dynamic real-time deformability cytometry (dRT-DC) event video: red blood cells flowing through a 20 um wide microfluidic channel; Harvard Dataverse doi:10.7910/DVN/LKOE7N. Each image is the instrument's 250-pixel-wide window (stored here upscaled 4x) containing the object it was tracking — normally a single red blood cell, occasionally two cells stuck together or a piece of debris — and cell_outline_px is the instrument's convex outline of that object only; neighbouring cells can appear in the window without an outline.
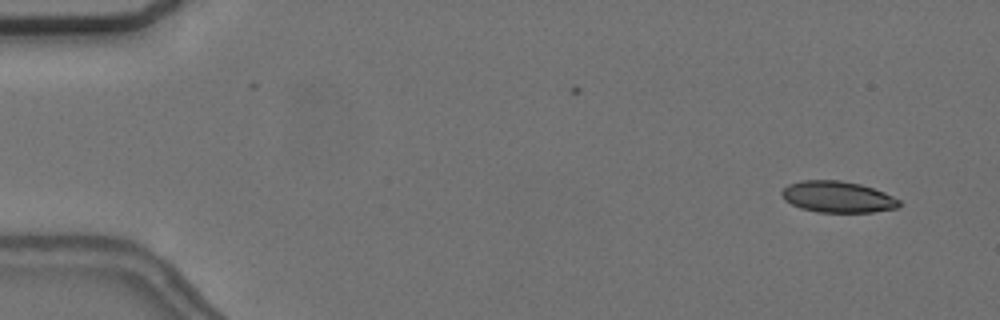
{"species": "common noctule bat (a hibernating species)", "species_latin": "Nyctalus noctula", "temperature_condition": "cold", "stored_images_in_passage": 5, "camera_frame_rate_fps": 3000, "um_per_image_px": 0.085, "animal": {"sex": "female", "body_mass_g": 24.6, "forearm_length_mm": 56.2}, "frame": {"image": 1, "passage_image": 2, "time_ms": 1.0, "image_size_px": [1000, 320], "cell_outline_px": [[900, 204], [896, 208], [872, 212], [816, 212], [800, 208], [784, 200], [780, 192], [788, 184], [800, 180], [840, 180], [860, 184], [884, 192], [900, 200]], "centroid_in_image_um": [71.16, 16.73], "position_along_channel_um": 13.8, "area_um2": 21.44}}